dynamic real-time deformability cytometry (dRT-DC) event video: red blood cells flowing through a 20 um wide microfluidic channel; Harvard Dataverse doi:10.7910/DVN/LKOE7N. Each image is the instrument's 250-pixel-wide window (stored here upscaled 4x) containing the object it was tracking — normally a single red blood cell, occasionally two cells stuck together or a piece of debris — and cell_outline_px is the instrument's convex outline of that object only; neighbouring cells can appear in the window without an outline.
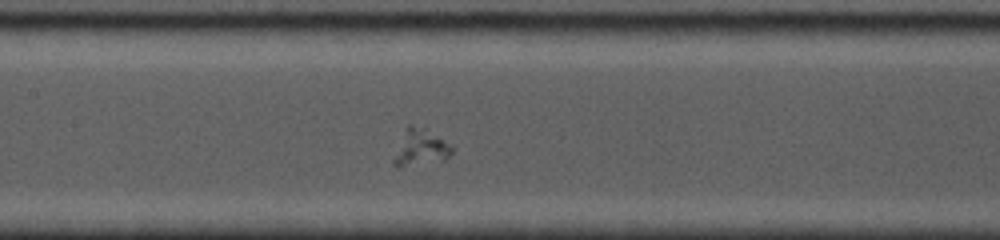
{"species": "common noctule bat (a hibernating species)", "species_latin": "Nyctalus noctula", "temperature_condition": "cold", "stored_images_in_passage": 48, "camera_frame_rate_fps": 5000, "um_per_image_px": 0.085, "animal": {"sex": "female", "body_mass_g": 19.0, "forearm_length_mm": 53.3}, "frame": {"image": 1, "passage_image": 13, "time_ms": 2.6, "image_size_px": [1000, 240], "cell_outline_px": [[452, 152], [444, 160], [396, 168], [392, 164], [392, 160], [404, 128], [408, 124], [412, 124], [424, 128], [448, 144], [452, 148]], "centroid_in_image_um": [35.65, 12.56], "position_along_channel_um": 171.8, "area_um2": 12.25}}
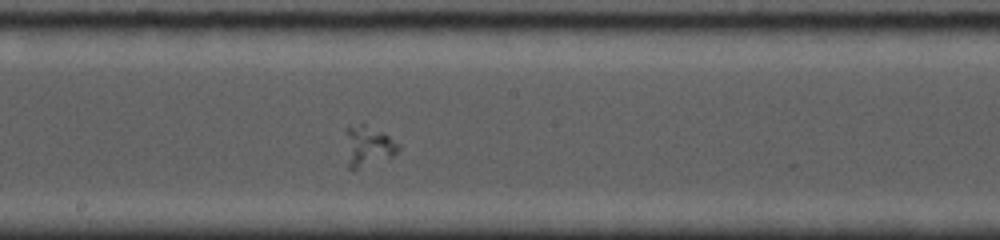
{"frame": {"image": 2, "passage_image": 21, "time_ms": 3.8, "image_size_px": [1000, 240], "cell_outline_px": [[400, 148], [392, 156], [352, 172], [348, 168], [348, 124], [364, 120], [384, 132], [400, 144]], "centroid_in_image_um": [31.31, 12.36], "position_along_channel_um": 216.9, "area_um2": 12.83}}
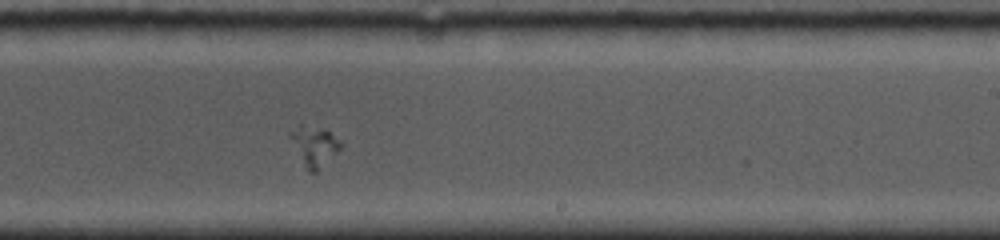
{"frame": {"image": 3, "passage_image": 28, "time_ms": 5.0, "image_size_px": [1000, 240], "cell_outline_px": [[344, 144], [316, 172], [308, 172], [288, 136], [288, 132], [300, 124], [324, 128], [340, 140]], "centroid_in_image_um": [26.69, 12.37], "position_along_channel_um": 262.3, "area_um2": 11.62}}